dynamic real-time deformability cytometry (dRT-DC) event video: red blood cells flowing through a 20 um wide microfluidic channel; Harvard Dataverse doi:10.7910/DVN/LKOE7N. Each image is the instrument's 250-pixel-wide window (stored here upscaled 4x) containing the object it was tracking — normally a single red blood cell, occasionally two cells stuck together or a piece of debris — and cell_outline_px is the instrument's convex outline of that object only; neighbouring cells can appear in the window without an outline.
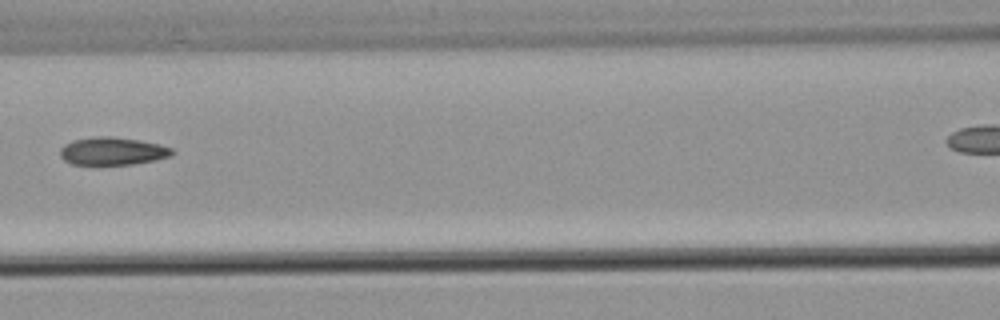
{"species": "common noctule bat (a hibernating species)", "species_latin": "Nyctalus noctula", "temperature_condition": "warm", "stored_images_in_passage": 9, "camera_frame_rate_fps": 3000, "um_per_image_px": 0.085, "animal": {"sex": "male", "body_mass_g": 21.5, "forearm_length_mm": 52.0}, "frame": {"image": 1, "passage_image": 4, "time_ms": 3.667, "image_size_px": [1000, 320], "cell_outline_px": [[176, 152], [172, 156], [156, 160], [132, 164], [72, 164], [64, 160], [60, 156], [60, 148], [64, 144], [72, 140], [96, 136], [112, 136], [160, 144], [172, 148]], "centroid_in_image_um": [9.58, 12.84], "position_along_channel_um": 157.0, "area_um2": 18.21}}
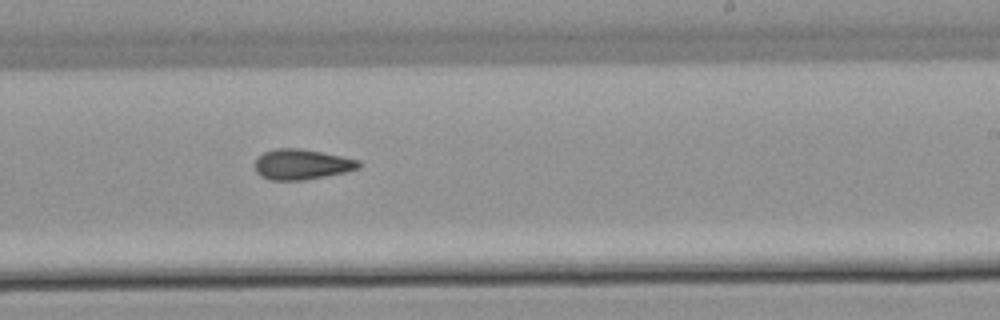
{"frame": {"image": 2, "passage_image": 7, "time_ms": 7.333, "image_size_px": [1000, 320], "cell_outline_px": [[360, 168], [344, 172], [324, 176], [300, 180], [272, 180], [260, 176], [256, 172], [256, 160], [264, 152], [276, 148], [300, 148], [360, 160]], "centroid_in_image_um": [25.64, 13.97], "position_along_channel_um": 263.4, "area_um2": 18.09}}